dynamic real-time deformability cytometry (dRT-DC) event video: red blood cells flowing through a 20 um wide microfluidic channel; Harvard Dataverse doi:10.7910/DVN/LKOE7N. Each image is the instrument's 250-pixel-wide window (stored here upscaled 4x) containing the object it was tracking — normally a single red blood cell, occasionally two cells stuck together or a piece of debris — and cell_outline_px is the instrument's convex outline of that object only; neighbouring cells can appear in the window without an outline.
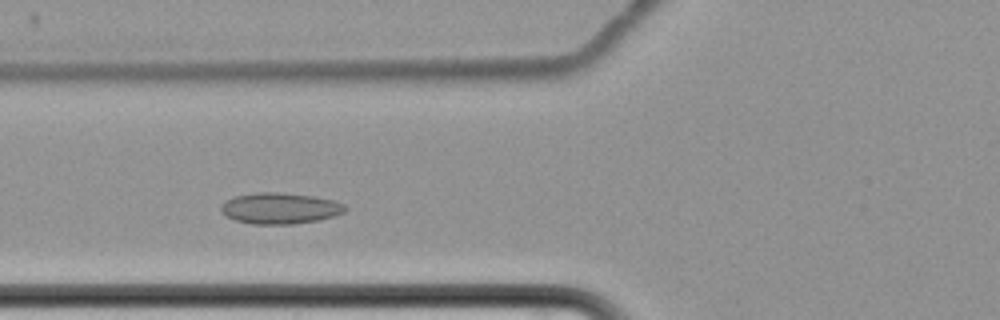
{"species": "common noctule bat (a hibernating species)", "species_latin": "Nyctalus noctula", "temperature_condition": "cold", "stored_images_in_passage": 5, "camera_frame_rate_fps": 3000, "um_per_image_px": 0.085, "animal": {"sex": "female", "body_mass_g": 22.7, "forearm_length_mm": 54.2}, "frame": {"image": 1, "passage_image": 4, "time_ms": 3.667, "image_size_px": [1000, 320], "cell_outline_px": [[348, 208], [344, 212], [336, 216], [320, 220], [292, 224], [252, 224], [236, 220], [224, 216], [220, 212], [220, 204], [236, 196], [256, 192], [280, 192], [316, 196], [332, 200], [344, 204]], "centroid_in_image_um": [23.81, 17.7], "position_along_channel_um": 102.0, "area_um2": 22.77}}
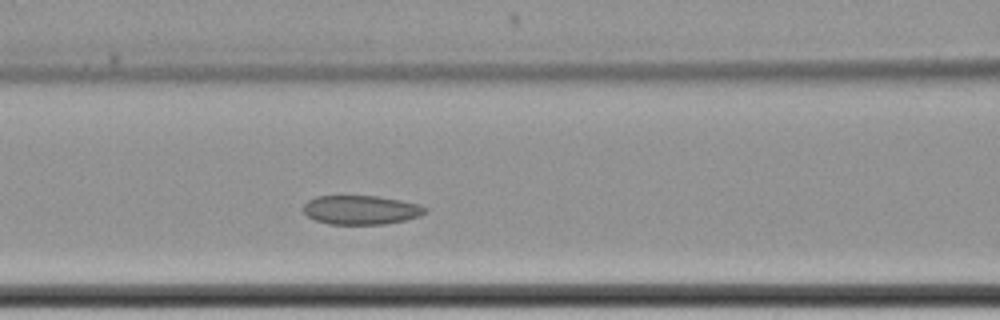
{"frame": {"image": 2, "passage_image": 5, "time_ms": 4.667, "image_size_px": [1000, 320], "cell_outline_px": [[428, 212], [420, 216], [404, 220], [384, 224], [328, 224], [316, 220], [308, 216], [304, 212], [304, 204], [308, 200], [316, 196], [376, 196], [400, 200], [420, 204], [428, 208]], "centroid_in_image_um": [30.71, 17.84], "position_along_channel_um": 135.9, "area_um2": 20.63}}